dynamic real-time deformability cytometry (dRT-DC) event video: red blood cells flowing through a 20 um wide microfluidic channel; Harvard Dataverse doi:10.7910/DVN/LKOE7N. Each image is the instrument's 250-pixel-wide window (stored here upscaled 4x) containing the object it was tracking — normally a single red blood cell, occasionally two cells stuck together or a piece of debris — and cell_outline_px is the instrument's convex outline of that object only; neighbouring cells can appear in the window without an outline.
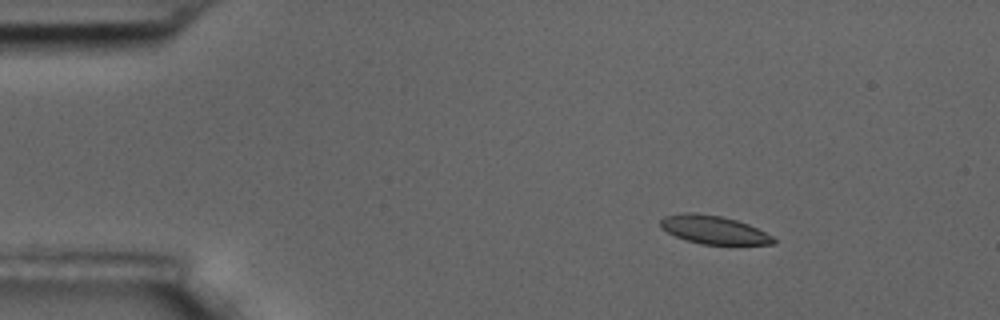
{"species": "common noctule bat (a hibernating species)", "species_latin": "Nyctalus noctula", "temperature_condition": "room temperature", "stored_images_in_passage": 6, "camera_frame_rate_fps": 3000, "um_per_image_px": 0.085, "animal": {"sex": "male", "body_mass_g": 17.5, "forearm_length_mm": 52.3}, "frame": {"image": 1, "passage_image": 3, "time_ms": 2.333, "image_size_px": [1000, 320], "cell_outline_px": [[776, 244], [700, 244], [684, 240], [660, 228], [660, 220], [664, 216], [684, 212], [696, 212], [720, 216], [736, 220], [748, 224], [772, 236], [776, 240]], "centroid_in_image_um": [60.62, 19.52], "position_along_channel_um": 24.4, "area_um2": 18.61}}
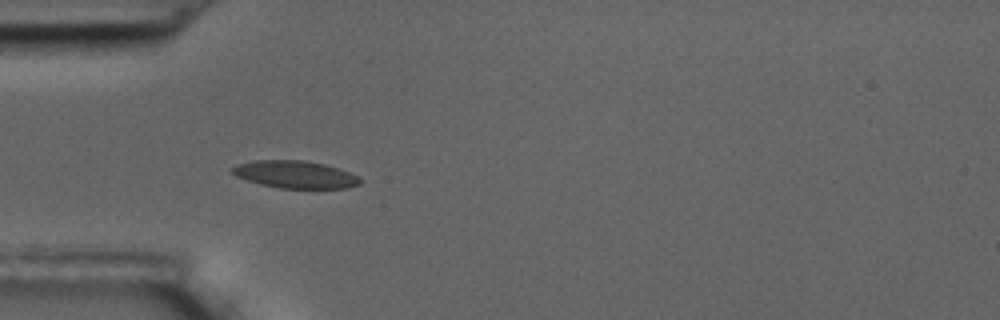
{"frame": {"image": 2, "passage_image": 5, "time_ms": 5.333, "image_size_px": [1000, 320], "cell_outline_px": [[360, 184], [348, 188], [280, 188], [260, 184], [236, 176], [232, 172], [232, 168], [236, 164], [256, 160], [304, 160], [324, 164], [348, 172], [356, 176], [360, 180]], "centroid_in_image_um": [25.06, 14.83], "position_along_channel_um": 59.9, "area_um2": 20.17}}